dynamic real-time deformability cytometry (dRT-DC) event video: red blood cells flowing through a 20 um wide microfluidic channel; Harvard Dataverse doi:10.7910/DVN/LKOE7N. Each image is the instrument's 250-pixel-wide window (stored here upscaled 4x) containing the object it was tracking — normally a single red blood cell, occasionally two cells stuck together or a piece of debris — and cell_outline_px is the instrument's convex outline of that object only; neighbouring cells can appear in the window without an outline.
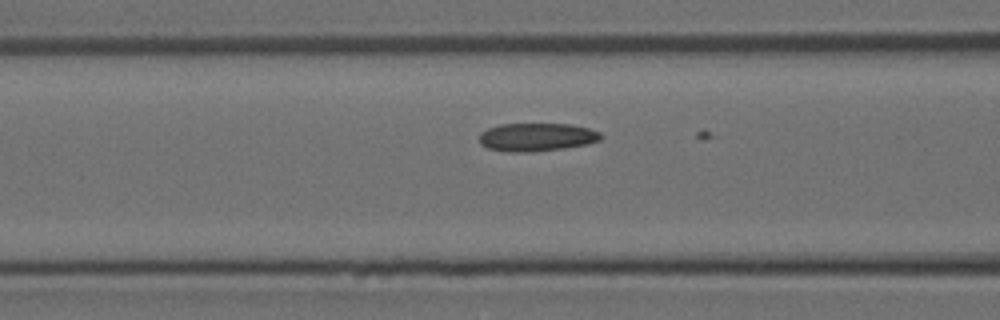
{"species": "Egyptian fruit bat (a non-hibernating species)", "species_latin": "Rousettus aegyptiacus", "temperature_condition": "room temperature", "stored_images_in_passage": 5, "camera_frame_rate_fps": 3000, "um_per_image_px": 0.085, "animal": {"sex": "female"}, "frame": {"image": 1, "passage_image": 4, "time_ms": 1.0, "image_size_px": [1000, 320], "cell_outline_px": [[604, 136], [600, 140], [588, 144], [564, 148], [528, 152], [508, 152], [488, 148], [480, 144], [480, 132], [488, 128], [500, 124], [568, 124], [588, 128], [600, 132]], "centroid_in_image_um": [45.62, 11.65], "position_along_channel_um": 121.0, "area_um2": 20.0}}